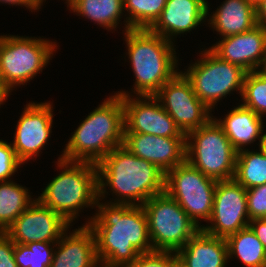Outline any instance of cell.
<instances>
[{
	"instance_id": "6da1fadb",
	"label": "cell",
	"mask_w": 266,
	"mask_h": 267,
	"mask_svg": "<svg viewBox=\"0 0 266 267\" xmlns=\"http://www.w3.org/2000/svg\"><path fill=\"white\" fill-rule=\"evenodd\" d=\"M96 213L85 221L94 233L98 260L129 265L140 254L153 251L142 205L96 203Z\"/></svg>"
},
{
	"instance_id": "7a4b0ae2",
	"label": "cell",
	"mask_w": 266,
	"mask_h": 267,
	"mask_svg": "<svg viewBox=\"0 0 266 267\" xmlns=\"http://www.w3.org/2000/svg\"><path fill=\"white\" fill-rule=\"evenodd\" d=\"M98 199L110 193L111 204L143 205L165 190V173L148 160L137 157L123 145L113 148L97 164ZM114 201V202H113Z\"/></svg>"
},
{
	"instance_id": "3957f363",
	"label": "cell",
	"mask_w": 266,
	"mask_h": 267,
	"mask_svg": "<svg viewBox=\"0 0 266 267\" xmlns=\"http://www.w3.org/2000/svg\"><path fill=\"white\" fill-rule=\"evenodd\" d=\"M125 37L128 60L132 64L135 82L132 92L117 91L119 96H153L180 69L173 42L149 29H130ZM177 56V57H176Z\"/></svg>"
},
{
	"instance_id": "277c9868",
	"label": "cell",
	"mask_w": 266,
	"mask_h": 267,
	"mask_svg": "<svg viewBox=\"0 0 266 267\" xmlns=\"http://www.w3.org/2000/svg\"><path fill=\"white\" fill-rule=\"evenodd\" d=\"M124 108L122 96L107 97L80 123L58 159L100 162L113 148L123 144Z\"/></svg>"
},
{
	"instance_id": "5b68a950",
	"label": "cell",
	"mask_w": 266,
	"mask_h": 267,
	"mask_svg": "<svg viewBox=\"0 0 266 267\" xmlns=\"http://www.w3.org/2000/svg\"><path fill=\"white\" fill-rule=\"evenodd\" d=\"M59 174L52 178L38 200L60 214L69 224L77 219L84 208L92 209L98 201V170L92 162H55Z\"/></svg>"
},
{
	"instance_id": "8992f818",
	"label": "cell",
	"mask_w": 266,
	"mask_h": 267,
	"mask_svg": "<svg viewBox=\"0 0 266 267\" xmlns=\"http://www.w3.org/2000/svg\"><path fill=\"white\" fill-rule=\"evenodd\" d=\"M57 43L41 37L0 35V78L13 92L43 71L57 51ZM14 88V89H13Z\"/></svg>"
},
{
	"instance_id": "52a82bcc",
	"label": "cell",
	"mask_w": 266,
	"mask_h": 267,
	"mask_svg": "<svg viewBox=\"0 0 266 267\" xmlns=\"http://www.w3.org/2000/svg\"><path fill=\"white\" fill-rule=\"evenodd\" d=\"M236 157L237 151L213 117L186 134L185 160L210 178L233 179Z\"/></svg>"
},
{
	"instance_id": "ba28073f",
	"label": "cell",
	"mask_w": 266,
	"mask_h": 267,
	"mask_svg": "<svg viewBox=\"0 0 266 267\" xmlns=\"http://www.w3.org/2000/svg\"><path fill=\"white\" fill-rule=\"evenodd\" d=\"M199 60L180 70L198 98L212 111L220 100L236 91L242 95L247 71L222 60L210 48L200 51Z\"/></svg>"
},
{
	"instance_id": "9c48e42d",
	"label": "cell",
	"mask_w": 266,
	"mask_h": 267,
	"mask_svg": "<svg viewBox=\"0 0 266 267\" xmlns=\"http://www.w3.org/2000/svg\"><path fill=\"white\" fill-rule=\"evenodd\" d=\"M153 251H179L200 229L165 191L143 205Z\"/></svg>"
},
{
	"instance_id": "30bf717a",
	"label": "cell",
	"mask_w": 266,
	"mask_h": 267,
	"mask_svg": "<svg viewBox=\"0 0 266 267\" xmlns=\"http://www.w3.org/2000/svg\"><path fill=\"white\" fill-rule=\"evenodd\" d=\"M216 185L217 180L204 175L185 160L165 174L164 191L201 229L203 224L200 222L207 223L211 218Z\"/></svg>"
},
{
	"instance_id": "8fae6325",
	"label": "cell",
	"mask_w": 266,
	"mask_h": 267,
	"mask_svg": "<svg viewBox=\"0 0 266 267\" xmlns=\"http://www.w3.org/2000/svg\"><path fill=\"white\" fill-rule=\"evenodd\" d=\"M154 96L185 134L203 126L213 117L212 111L198 98L181 71Z\"/></svg>"
},
{
	"instance_id": "7c38bea8",
	"label": "cell",
	"mask_w": 266,
	"mask_h": 267,
	"mask_svg": "<svg viewBox=\"0 0 266 267\" xmlns=\"http://www.w3.org/2000/svg\"><path fill=\"white\" fill-rule=\"evenodd\" d=\"M246 189L234 179L217 181L213 210L201 228L215 237L227 238L249 226Z\"/></svg>"
},
{
	"instance_id": "4fadbf2b",
	"label": "cell",
	"mask_w": 266,
	"mask_h": 267,
	"mask_svg": "<svg viewBox=\"0 0 266 267\" xmlns=\"http://www.w3.org/2000/svg\"><path fill=\"white\" fill-rule=\"evenodd\" d=\"M52 105L50 101L24 105L11 142L17 158L23 164L38 157L51 137L54 120Z\"/></svg>"
},
{
	"instance_id": "5bb4252c",
	"label": "cell",
	"mask_w": 266,
	"mask_h": 267,
	"mask_svg": "<svg viewBox=\"0 0 266 267\" xmlns=\"http://www.w3.org/2000/svg\"><path fill=\"white\" fill-rule=\"evenodd\" d=\"M124 133H144L162 137H186L160 101L153 96H122Z\"/></svg>"
},
{
	"instance_id": "9a60e30c",
	"label": "cell",
	"mask_w": 266,
	"mask_h": 267,
	"mask_svg": "<svg viewBox=\"0 0 266 267\" xmlns=\"http://www.w3.org/2000/svg\"><path fill=\"white\" fill-rule=\"evenodd\" d=\"M71 226L60 214L36 198L4 233L14 243L24 245L31 242H57Z\"/></svg>"
},
{
	"instance_id": "2e32d148",
	"label": "cell",
	"mask_w": 266,
	"mask_h": 267,
	"mask_svg": "<svg viewBox=\"0 0 266 267\" xmlns=\"http://www.w3.org/2000/svg\"><path fill=\"white\" fill-rule=\"evenodd\" d=\"M122 145L137 157L156 165L165 174L185 161L186 137L124 133Z\"/></svg>"
},
{
	"instance_id": "e0dca14e",
	"label": "cell",
	"mask_w": 266,
	"mask_h": 267,
	"mask_svg": "<svg viewBox=\"0 0 266 267\" xmlns=\"http://www.w3.org/2000/svg\"><path fill=\"white\" fill-rule=\"evenodd\" d=\"M209 48L222 60L252 72L265 63L266 31L256 25L247 32L221 38Z\"/></svg>"
},
{
	"instance_id": "ac0fdd59",
	"label": "cell",
	"mask_w": 266,
	"mask_h": 267,
	"mask_svg": "<svg viewBox=\"0 0 266 267\" xmlns=\"http://www.w3.org/2000/svg\"><path fill=\"white\" fill-rule=\"evenodd\" d=\"M207 1L167 0L160 17L149 30L175 43L178 35L190 33L207 21Z\"/></svg>"
},
{
	"instance_id": "d6986e66",
	"label": "cell",
	"mask_w": 266,
	"mask_h": 267,
	"mask_svg": "<svg viewBox=\"0 0 266 267\" xmlns=\"http://www.w3.org/2000/svg\"><path fill=\"white\" fill-rule=\"evenodd\" d=\"M72 231L68 228L56 242L50 267H96L99 260L93 230L83 224Z\"/></svg>"
},
{
	"instance_id": "ffe728a7",
	"label": "cell",
	"mask_w": 266,
	"mask_h": 267,
	"mask_svg": "<svg viewBox=\"0 0 266 267\" xmlns=\"http://www.w3.org/2000/svg\"><path fill=\"white\" fill-rule=\"evenodd\" d=\"M239 104L227 112L223 119L213 116L237 152L247 149L246 146L257 140L260 145L264 137V118Z\"/></svg>"
},
{
	"instance_id": "44dd1931",
	"label": "cell",
	"mask_w": 266,
	"mask_h": 267,
	"mask_svg": "<svg viewBox=\"0 0 266 267\" xmlns=\"http://www.w3.org/2000/svg\"><path fill=\"white\" fill-rule=\"evenodd\" d=\"M176 254L187 267H227L226 238L215 237L199 229Z\"/></svg>"
},
{
	"instance_id": "7402d4cb",
	"label": "cell",
	"mask_w": 266,
	"mask_h": 267,
	"mask_svg": "<svg viewBox=\"0 0 266 267\" xmlns=\"http://www.w3.org/2000/svg\"><path fill=\"white\" fill-rule=\"evenodd\" d=\"M207 1V24L220 38L247 32L253 29L256 23V10L246 0H225L211 13Z\"/></svg>"
},
{
	"instance_id": "603a6c76",
	"label": "cell",
	"mask_w": 266,
	"mask_h": 267,
	"mask_svg": "<svg viewBox=\"0 0 266 267\" xmlns=\"http://www.w3.org/2000/svg\"><path fill=\"white\" fill-rule=\"evenodd\" d=\"M69 10L78 16L93 21L94 24L108 31H115L124 15V30H130V25L125 20L123 0H70L67 4Z\"/></svg>"
},
{
	"instance_id": "cb8c5ba5",
	"label": "cell",
	"mask_w": 266,
	"mask_h": 267,
	"mask_svg": "<svg viewBox=\"0 0 266 267\" xmlns=\"http://www.w3.org/2000/svg\"><path fill=\"white\" fill-rule=\"evenodd\" d=\"M229 262L234 257L246 267H266V249L248 226L226 238Z\"/></svg>"
},
{
	"instance_id": "d4e9b609",
	"label": "cell",
	"mask_w": 266,
	"mask_h": 267,
	"mask_svg": "<svg viewBox=\"0 0 266 267\" xmlns=\"http://www.w3.org/2000/svg\"><path fill=\"white\" fill-rule=\"evenodd\" d=\"M30 190L13 180L0 181V232L5 230L35 200Z\"/></svg>"
},
{
	"instance_id": "484cf974",
	"label": "cell",
	"mask_w": 266,
	"mask_h": 267,
	"mask_svg": "<svg viewBox=\"0 0 266 267\" xmlns=\"http://www.w3.org/2000/svg\"><path fill=\"white\" fill-rule=\"evenodd\" d=\"M233 179L245 189L266 183V156L260 148L237 152Z\"/></svg>"
},
{
	"instance_id": "4316f807",
	"label": "cell",
	"mask_w": 266,
	"mask_h": 267,
	"mask_svg": "<svg viewBox=\"0 0 266 267\" xmlns=\"http://www.w3.org/2000/svg\"><path fill=\"white\" fill-rule=\"evenodd\" d=\"M130 29H149L160 17L167 0H123Z\"/></svg>"
},
{
	"instance_id": "83f0119b",
	"label": "cell",
	"mask_w": 266,
	"mask_h": 267,
	"mask_svg": "<svg viewBox=\"0 0 266 267\" xmlns=\"http://www.w3.org/2000/svg\"><path fill=\"white\" fill-rule=\"evenodd\" d=\"M241 104L260 117L266 115V71L262 68L252 72H247L243 91L241 95Z\"/></svg>"
},
{
	"instance_id": "f1b7e54d",
	"label": "cell",
	"mask_w": 266,
	"mask_h": 267,
	"mask_svg": "<svg viewBox=\"0 0 266 267\" xmlns=\"http://www.w3.org/2000/svg\"><path fill=\"white\" fill-rule=\"evenodd\" d=\"M56 242L14 243V257L18 267H50Z\"/></svg>"
},
{
	"instance_id": "f546056e",
	"label": "cell",
	"mask_w": 266,
	"mask_h": 267,
	"mask_svg": "<svg viewBox=\"0 0 266 267\" xmlns=\"http://www.w3.org/2000/svg\"><path fill=\"white\" fill-rule=\"evenodd\" d=\"M22 165L24 164L17 158L11 142L0 139V181L11 180L10 177H13Z\"/></svg>"
},
{
	"instance_id": "4dcf8cb0",
	"label": "cell",
	"mask_w": 266,
	"mask_h": 267,
	"mask_svg": "<svg viewBox=\"0 0 266 267\" xmlns=\"http://www.w3.org/2000/svg\"><path fill=\"white\" fill-rule=\"evenodd\" d=\"M246 198L250 220L266 218V183L246 189Z\"/></svg>"
},
{
	"instance_id": "1f68e13d",
	"label": "cell",
	"mask_w": 266,
	"mask_h": 267,
	"mask_svg": "<svg viewBox=\"0 0 266 267\" xmlns=\"http://www.w3.org/2000/svg\"><path fill=\"white\" fill-rule=\"evenodd\" d=\"M128 267H168V251L142 253Z\"/></svg>"
},
{
	"instance_id": "d6a6232c",
	"label": "cell",
	"mask_w": 266,
	"mask_h": 267,
	"mask_svg": "<svg viewBox=\"0 0 266 267\" xmlns=\"http://www.w3.org/2000/svg\"><path fill=\"white\" fill-rule=\"evenodd\" d=\"M0 267H18L14 257V242L0 232Z\"/></svg>"
},
{
	"instance_id": "836d02e7",
	"label": "cell",
	"mask_w": 266,
	"mask_h": 267,
	"mask_svg": "<svg viewBox=\"0 0 266 267\" xmlns=\"http://www.w3.org/2000/svg\"><path fill=\"white\" fill-rule=\"evenodd\" d=\"M249 227L253 230L266 249V218L250 220Z\"/></svg>"
},
{
	"instance_id": "e575fe53",
	"label": "cell",
	"mask_w": 266,
	"mask_h": 267,
	"mask_svg": "<svg viewBox=\"0 0 266 267\" xmlns=\"http://www.w3.org/2000/svg\"><path fill=\"white\" fill-rule=\"evenodd\" d=\"M6 4V5H18L20 7L24 6L27 9H29L31 12H36L39 9H41V3L39 0H0V4Z\"/></svg>"
},
{
	"instance_id": "d590c367",
	"label": "cell",
	"mask_w": 266,
	"mask_h": 267,
	"mask_svg": "<svg viewBox=\"0 0 266 267\" xmlns=\"http://www.w3.org/2000/svg\"><path fill=\"white\" fill-rule=\"evenodd\" d=\"M256 23L266 31V0H262L256 7Z\"/></svg>"
},
{
	"instance_id": "8d00e7d4",
	"label": "cell",
	"mask_w": 266,
	"mask_h": 267,
	"mask_svg": "<svg viewBox=\"0 0 266 267\" xmlns=\"http://www.w3.org/2000/svg\"><path fill=\"white\" fill-rule=\"evenodd\" d=\"M168 267H187V266L175 252L168 251Z\"/></svg>"
},
{
	"instance_id": "74e56055",
	"label": "cell",
	"mask_w": 266,
	"mask_h": 267,
	"mask_svg": "<svg viewBox=\"0 0 266 267\" xmlns=\"http://www.w3.org/2000/svg\"><path fill=\"white\" fill-rule=\"evenodd\" d=\"M11 92L3 85L0 78V108L1 105L5 104L7 97L10 96Z\"/></svg>"
},
{
	"instance_id": "f35d334b",
	"label": "cell",
	"mask_w": 266,
	"mask_h": 267,
	"mask_svg": "<svg viewBox=\"0 0 266 267\" xmlns=\"http://www.w3.org/2000/svg\"><path fill=\"white\" fill-rule=\"evenodd\" d=\"M261 149V151L264 153V155L266 156V132H264V137L262 139V141L260 142V145H258Z\"/></svg>"
},
{
	"instance_id": "ab89813d",
	"label": "cell",
	"mask_w": 266,
	"mask_h": 267,
	"mask_svg": "<svg viewBox=\"0 0 266 267\" xmlns=\"http://www.w3.org/2000/svg\"><path fill=\"white\" fill-rule=\"evenodd\" d=\"M96 267H128V266L127 265H110V264H107L105 262L99 261L96 264Z\"/></svg>"
},
{
	"instance_id": "60d3db41",
	"label": "cell",
	"mask_w": 266,
	"mask_h": 267,
	"mask_svg": "<svg viewBox=\"0 0 266 267\" xmlns=\"http://www.w3.org/2000/svg\"><path fill=\"white\" fill-rule=\"evenodd\" d=\"M248 3L256 7L262 0H246Z\"/></svg>"
},
{
	"instance_id": "b9f144b4",
	"label": "cell",
	"mask_w": 266,
	"mask_h": 267,
	"mask_svg": "<svg viewBox=\"0 0 266 267\" xmlns=\"http://www.w3.org/2000/svg\"><path fill=\"white\" fill-rule=\"evenodd\" d=\"M46 2V0H39V2L41 3V5H43V2ZM66 2H65V4H67L70 0H65Z\"/></svg>"
},
{
	"instance_id": "7bdbcfd3",
	"label": "cell",
	"mask_w": 266,
	"mask_h": 267,
	"mask_svg": "<svg viewBox=\"0 0 266 267\" xmlns=\"http://www.w3.org/2000/svg\"><path fill=\"white\" fill-rule=\"evenodd\" d=\"M262 69L266 71V59H265V63L263 65Z\"/></svg>"
}]
</instances>
